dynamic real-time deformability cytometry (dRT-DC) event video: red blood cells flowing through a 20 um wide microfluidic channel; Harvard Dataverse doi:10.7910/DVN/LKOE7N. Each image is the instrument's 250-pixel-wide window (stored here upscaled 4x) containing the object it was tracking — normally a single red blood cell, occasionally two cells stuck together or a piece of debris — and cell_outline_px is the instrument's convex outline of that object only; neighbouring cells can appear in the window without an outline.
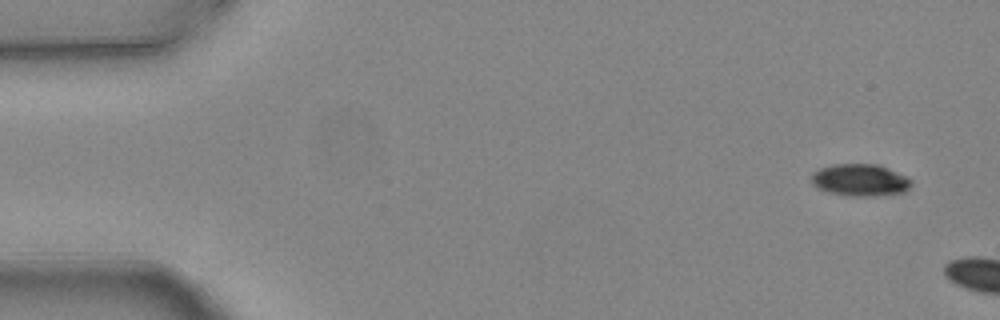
{"species": "common noctule bat (a hibernating species)", "species_latin": "Nyctalus noctula", "temperature_condition": "warm", "stored_images_in_passage": 3, "camera_frame_rate_fps": 3000, "um_per_image_px": 0.085, "animal": {"sex": "female", "body_mass_g": 24.6, "forearm_length_mm": 56.2}, "frame": {"image": 1, "passage_image": 1, "time_ms": 0.0, "image_size_px": [1000, 320], "cell_outline_px": [[912, 184], [904, 192], [876, 196], [844, 196], [828, 192], [816, 188], [812, 184], [812, 172], [820, 168], [832, 164], [880, 164], [912, 180]], "centroid_in_image_um": [73.08, 15.31], "position_along_channel_um": 11.9, "area_um2": 18.84}}